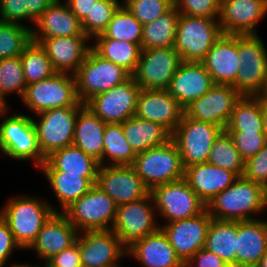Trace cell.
Segmentation results:
<instances>
[{
	"label": "cell",
	"mask_w": 267,
	"mask_h": 267,
	"mask_svg": "<svg viewBox=\"0 0 267 267\" xmlns=\"http://www.w3.org/2000/svg\"><path fill=\"white\" fill-rule=\"evenodd\" d=\"M143 25L121 5L113 14L105 31L95 38H110L141 44Z\"/></svg>",
	"instance_id": "obj_40"
},
{
	"label": "cell",
	"mask_w": 267,
	"mask_h": 267,
	"mask_svg": "<svg viewBox=\"0 0 267 267\" xmlns=\"http://www.w3.org/2000/svg\"><path fill=\"white\" fill-rule=\"evenodd\" d=\"M232 137L236 149L244 160L258 154L267 143L265 133L227 132Z\"/></svg>",
	"instance_id": "obj_47"
},
{
	"label": "cell",
	"mask_w": 267,
	"mask_h": 267,
	"mask_svg": "<svg viewBox=\"0 0 267 267\" xmlns=\"http://www.w3.org/2000/svg\"><path fill=\"white\" fill-rule=\"evenodd\" d=\"M214 85L211 75L201 62L182 61L167 91L185 109Z\"/></svg>",
	"instance_id": "obj_24"
},
{
	"label": "cell",
	"mask_w": 267,
	"mask_h": 267,
	"mask_svg": "<svg viewBox=\"0 0 267 267\" xmlns=\"http://www.w3.org/2000/svg\"><path fill=\"white\" fill-rule=\"evenodd\" d=\"M55 0H26L28 9V28L33 29L36 20L50 7Z\"/></svg>",
	"instance_id": "obj_53"
},
{
	"label": "cell",
	"mask_w": 267,
	"mask_h": 267,
	"mask_svg": "<svg viewBox=\"0 0 267 267\" xmlns=\"http://www.w3.org/2000/svg\"><path fill=\"white\" fill-rule=\"evenodd\" d=\"M223 129L210 122L189 118L185 113L172 133L178 147L184 169L208 161L215 139Z\"/></svg>",
	"instance_id": "obj_11"
},
{
	"label": "cell",
	"mask_w": 267,
	"mask_h": 267,
	"mask_svg": "<svg viewBox=\"0 0 267 267\" xmlns=\"http://www.w3.org/2000/svg\"><path fill=\"white\" fill-rule=\"evenodd\" d=\"M32 42V29L17 24L0 22V59L21 56Z\"/></svg>",
	"instance_id": "obj_43"
},
{
	"label": "cell",
	"mask_w": 267,
	"mask_h": 267,
	"mask_svg": "<svg viewBox=\"0 0 267 267\" xmlns=\"http://www.w3.org/2000/svg\"><path fill=\"white\" fill-rule=\"evenodd\" d=\"M184 267H230L215 253L202 248L198 250L185 264Z\"/></svg>",
	"instance_id": "obj_52"
},
{
	"label": "cell",
	"mask_w": 267,
	"mask_h": 267,
	"mask_svg": "<svg viewBox=\"0 0 267 267\" xmlns=\"http://www.w3.org/2000/svg\"><path fill=\"white\" fill-rule=\"evenodd\" d=\"M131 166L149 190L184 178L185 169L173 140L138 153Z\"/></svg>",
	"instance_id": "obj_6"
},
{
	"label": "cell",
	"mask_w": 267,
	"mask_h": 267,
	"mask_svg": "<svg viewBox=\"0 0 267 267\" xmlns=\"http://www.w3.org/2000/svg\"><path fill=\"white\" fill-rule=\"evenodd\" d=\"M140 86L131 76L109 91L92 96L84 104L105 123H123L135 115Z\"/></svg>",
	"instance_id": "obj_14"
},
{
	"label": "cell",
	"mask_w": 267,
	"mask_h": 267,
	"mask_svg": "<svg viewBox=\"0 0 267 267\" xmlns=\"http://www.w3.org/2000/svg\"><path fill=\"white\" fill-rule=\"evenodd\" d=\"M95 185L117 206L140 200L150 193L131 165H100Z\"/></svg>",
	"instance_id": "obj_17"
},
{
	"label": "cell",
	"mask_w": 267,
	"mask_h": 267,
	"mask_svg": "<svg viewBox=\"0 0 267 267\" xmlns=\"http://www.w3.org/2000/svg\"><path fill=\"white\" fill-rule=\"evenodd\" d=\"M221 0H177L175 6L181 15L190 17H220Z\"/></svg>",
	"instance_id": "obj_46"
},
{
	"label": "cell",
	"mask_w": 267,
	"mask_h": 267,
	"mask_svg": "<svg viewBox=\"0 0 267 267\" xmlns=\"http://www.w3.org/2000/svg\"><path fill=\"white\" fill-rule=\"evenodd\" d=\"M150 194L160 225L192 218L206 209V204L185 178L158 185L150 190Z\"/></svg>",
	"instance_id": "obj_5"
},
{
	"label": "cell",
	"mask_w": 267,
	"mask_h": 267,
	"mask_svg": "<svg viewBox=\"0 0 267 267\" xmlns=\"http://www.w3.org/2000/svg\"><path fill=\"white\" fill-rule=\"evenodd\" d=\"M77 235V229L69 222L67 216L62 212H54L25 253H33L35 262L46 263L54 255L73 245Z\"/></svg>",
	"instance_id": "obj_21"
},
{
	"label": "cell",
	"mask_w": 267,
	"mask_h": 267,
	"mask_svg": "<svg viewBox=\"0 0 267 267\" xmlns=\"http://www.w3.org/2000/svg\"><path fill=\"white\" fill-rule=\"evenodd\" d=\"M121 123H107L104 131L103 165H132L136 157Z\"/></svg>",
	"instance_id": "obj_38"
},
{
	"label": "cell",
	"mask_w": 267,
	"mask_h": 267,
	"mask_svg": "<svg viewBox=\"0 0 267 267\" xmlns=\"http://www.w3.org/2000/svg\"><path fill=\"white\" fill-rule=\"evenodd\" d=\"M86 36L81 21L64 0H55L36 20L32 41L40 43L45 38Z\"/></svg>",
	"instance_id": "obj_26"
},
{
	"label": "cell",
	"mask_w": 267,
	"mask_h": 267,
	"mask_svg": "<svg viewBox=\"0 0 267 267\" xmlns=\"http://www.w3.org/2000/svg\"><path fill=\"white\" fill-rule=\"evenodd\" d=\"M40 45L46 50L55 72L74 75L85 60L92 41L87 36L45 38Z\"/></svg>",
	"instance_id": "obj_25"
},
{
	"label": "cell",
	"mask_w": 267,
	"mask_h": 267,
	"mask_svg": "<svg viewBox=\"0 0 267 267\" xmlns=\"http://www.w3.org/2000/svg\"><path fill=\"white\" fill-rule=\"evenodd\" d=\"M100 164L75 145L52 152L36 171H65V174L97 178Z\"/></svg>",
	"instance_id": "obj_31"
},
{
	"label": "cell",
	"mask_w": 267,
	"mask_h": 267,
	"mask_svg": "<svg viewBox=\"0 0 267 267\" xmlns=\"http://www.w3.org/2000/svg\"><path fill=\"white\" fill-rule=\"evenodd\" d=\"M184 178L207 205L218 193L227 189L238 176L232 171L204 162L186 167Z\"/></svg>",
	"instance_id": "obj_29"
},
{
	"label": "cell",
	"mask_w": 267,
	"mask_h": 267,
	"mask_svg": "<svg viewBox=\"0 0 267 267\" xmlns=\"http://www.w3.org/2000/svg\"><path fill=\"white\" fill-rule=\"evenodd\" d=\"M181 62L174 47L142 50L132 77L141 89L167 90Z\"/></svg>",
	"instance_id": "obj_15"
},
{
	"label": "cell",
	"mask_w": 267,
	"mask_h": 267,
	"mask_svg": "<svg viewBox=\"0 0 267 267\" xmlns=\"http://www.w3.org/2000/svg\"><path fill=\"white\" fill-rule=\"evenodd\" d=\"M242 95L232 86L215 84L206 94L185 108L192 119L210 122L225 130L235 104Z\"/></svg>",
	"instance_id": "obj_18"
},
{
	"label": "cell",
	"mask_w": 267,
	"mask_h": 267,
	"mask_svg": "<svg viewBox=\"0 0 267 267\" xmlns=\"http://www.w3.org/2000/svg\"><path fill=\"white\" fill-rule=\"evenodd\" d=\"M122 5V0H97L91 12L81 22L83 32L92 41L107 28L113 14Z\"/></svg>",
	"instance_id": "obj_44"
},
{
	"label": "cell",
	"mask_w": 267,
	"mask_h": 267,
	"mask_svg": "<svg viewBox=\"0 0 267 267\" xmlns=\"http://www.w3.org/2000/svg\"><path fill=\"white\" fill-rule=\"evenodd\" d=\"M256 267H267V250Z\"/></svg>",
	"instance_id": "obj_56"
},
{
	"label": "cell",
	"mask_w": 267,
	"mask_h": 267,
	"mask_svg": "<svg viewBox=\"0 0 267 267\" xmlns=\"http://www.w3.org/2000/svg\"><path fill=\"white\" fill-rule=\"evenodd\" d=\"M131 76L123 67L103 58L91 47L74 74L78 98L85 103L92 96L124 83Z\"/></svg>",
	"instance_id": "obj_9"
},
{
	"label": "cell",
	"mask_w": 267,
	"mask_h": 267,
	"mask_svg": "<svg viewBox=\"0 0 267 267\" xmlns=\"http://www.w3.org/2000/svg\"><path fill=\"white\" fill-rule=\"evenodd\" d=\"M124 263L122 264H112V265H109V266H106V267H125V265L123 266Z\"/></svg>",
	"instance_id": "obj_59"
},
{
	"label": "cell",
	"mask_w": 267,
	"mask_h": 267,
	"mask_svg": "<svg viewBox=\"0 0 267 267\" xmlns=\"http://www.w3.org/2000/svg\"><path fill=\"white\" fill-rule=\"evenodd\" d=\"M242 176L267 188V143L258 154L245 160Z\"/></svg>",
	"instance_id": "obj_48"
},
{
	"label": "cell",
	"mask_w": 267,
	"mask_h": 267,
	"mask_svg": "<svg viewBox=\"0 0 267 267\" xmlns=\"http://www.w3.org/2000/svg\"><path fill=\"white\" fill-rule=\"evenodd\" d=\"M264 94L267 96V86H266V89L264 91Z\"/></svg>",
	"instance_id": "obj_61"
},
{
	"label": "cell",
	"mask_w": 267,
	"mask_h": 267,
	"mask_svg": "<svg viewBox=\"0 0 267 267\" xmlns=\"http://www.w3.org/2000/svg\"><path fill=\"white\" fill-rule=\"evenodd\" d=\"M184 113L185 109L167 90L141 89L136 117L158 123L173 133Z\"/></svg>",
	"instance_id": "obj_22"
},
{
	"label": "cell",
	"mask_w": 267,
	"mask_h": 267,
	"mask_svg": "<svg viewBox=\"0 0 267 267\" xmlns=\"http://www.w3.org/2000/svg\"><path fill=\"white\" fill-rule=\"evenodd\" d=\"M19 251L25 252L15 241L9 225L0 216V267H5ZM9 262V263H8Z\"/></svg>",
	"instance_id": "obj_50"
},
{
	"label": "cell",
	"mask_w": 267,
	"mask_h": 267,
	"mask_svg": "<svg viewBox=\"0 0 267 267\" xmlns=\"http://www.w3.org/2000/svg\"><path fill=\"white\" fill-rule=\"evenodd\" d=\"M27 84L24 77L23 65L20 56L0 59V100L6 107L9 104L8 97L22 99Z\"/></svg>",
	"instance_id": "obj_39"
},
{
	"label": "cell",
	"mask_w": 267,
	"mask_h": 267,
	"mask_svg": "<svg viewBox=\"0 0 267 267\" xmlns=\"http://www.w3.org/2000/svg\"><path fill=\"white\" fill-rule=\"evenodd\" d=\"M41 172L48 187L53 192L54 202L49 203L54 212H64L81 196L86 194L95 184L97 178H85L79 175L65 174V171H38ZM56 204H53L55 203ZM58 204V205H57Z\"/></svg>",
	"instance_id": "obj_30"
},
{
	"label": "cell",
	"mask_w": 267,
	"mask_h": 267,
	"mask_svg": "<svg viewBox=\"0 0 267 267\" xmlns=\"http://www.w3.org/2000/svg\"><path fill=\"white\" fill-rule=\"evenodd\" d=\"M19 261H15L14 260V262H13V260H12V263H10V264H8V265H6L5 267H26V262L24 263H22V262H19Z\"/></svg>",
	"instance_id": "obj_57"
},
{
	"label": "cell",
	"mask_w": 267,
	"mask_h": 267,
	"mask_svg": "<svg viewBox=\"0 0 267 267\" xmlns=\"http://www.w3.org/2000/svg\"><path fill=\"white\" fill-rule=\"evenodd\" d=\"M121 124L127 142L136 154L172 140V133L166 127L135 115Z\"/></svg>",
	"instance_id": "obj_33"
},
{
	"label": "cell",
	"mask_w": 267,
	"mask_h": 267,
	"mask_svg": "<svg viewBox=\"0 0 267 267\" xmlns=\"http://www.w3.org/2000/svg\"><path fill=\"white\" fill-rule=\"evenodd\" d=\"M207 162L232 171L238 177L242 176L244 171L245 160L236 149L232 137L225 130L215 139Z\"/></svg>",
	"instance_id": "obj_41"
},
{
	"label": "cell",
	"mask_w": 267,
	"mask_h": 267,
	"mask_svg": "<svg viewBox=\"0 0 267 267\" xmlns=\"http://www.w3.org/2000/svg\"><path fill=\"white\" fill-rule=\"evenodd\" d=\"M26 84L30 85L51 77L55 72L46 50L32 41L20 56Z\"/></svg>",
	"instance_id": "obj_42"
},
{
	"label": "cell",
	"mask_w": 267,
	"mask_h": 267,
	"mask_svg": "<svg viewBox=\"0 0 267 267\" xmlns=\"http://www.w3.org/2000/svg\"><path fill=\"white\" fill-rule=\"evenodd\" d=\"M107 123L85 106L78 112L73 145L103 165L104 131Z\"/></svg>",
	"instance_id": "obj_32"
},
{
	"label": "cell",
	"mask_w": 267,
	"mask_h": 267,
	"mask_svg": "<svg viewBox=\"0 0 267 267\" xmlns=\"http://www.w3.org/2000/svg\"><path fill=\"white\" fill-rule=\"evenodd\" d=\"M222 35L219 18L180 14L174 49L182 61L201 62Z\"/></svg>",
	"instance_id": "obj_7"
},
{
	"label": "cell",
	"mask_w": 267,
	"mask_h": 267,
	"mask_svg": "<svg viewBox=\"0 0 267 267\" xmlns=\"http://www.w3.org/2000/svg\"><path fill=\"white\" fill-rule=\"evenodd\" d=\"M5 108H6V106L0 100V112H2Z\"/></svg>",
	"instance_id": "obj_60"
},
{
	"label": "cell",
	"mask_w": 267,
	"mask_h": 267,
	"mask_svg": "<svg viewBox=\"0 0 267 267\" xmlns=\"http://www.w3.org/2000/svg\"><path fill=\"white\" fill-rule=\"evenodd\" d=\"M83 107H60L32 116L39 148L46 158L52 152L73 145L78 112Z\"/></svg>",
	"instance_id": "obj_12"
},
{
	"label": "cell",
	"mask_w": 267,
	"mask_h": 267,
	"mask_svg": "<svg viewBox=\"0 0 267 267\" xmlns=\"http://www.w3.org/2000/svg\"><path fill=\"white\" fill-rule=\"evenodd\" d=\"M46 263L48 267H82L78 243L75 242L69 248L54 255Z\"/></svg>",
	"instance_id": "obj_51"
},
{
	"label": "cell",
	"mask_w": 267,
	"mask_h": 267,
	"mask_svg": "<svg viewBox=\"0 0 267 267\" xmlns=\"http://www.w3.org/2000/svg\"><path fill=\"white\" fill-rule=\"evenodd\" d=\"M266 16L267 0H221L219 24L223 34L258 35L257 26Z\"/></svg>",
	"instance_id": "obj_19"
},
{
	"label": "cell",
	"mask_w": 267,
	"mask_h": 267,
	"mask_svg": "<svg viewBox=\"0 0 267 267\" xmlns=\"http://www.w3.org/2000/svg\"><path fill=\"white\" fill-rule=\"evenodd\" d=\"M206 209L217 220L243 221L267 216V188L239 176L211 199Z\"/></svg>",
	"instance_id": "obj_1"
},
{
	"label": "cell",
	"mask_w": 267,
	"mask_h": 267,
	"mask_svg": "<svg viewBox=\"0 0 267 267\" xmlns=\"http://www.w3.org/2000/svg\"><path fill=\"white\" fill-rule=\"evenodd\" d=\"M82 267H106L127 262V248L112 230L78 232Z\"/></svg>",
	"instance_id": "obj_16"
},
{
	"label": "cell",
	"mask_w": 267,
	"mask_h": 267,
	"mask_svg": "<svg viewBox=\"0 0 267 267\" xmlns=\"http://www.w3.org/2000/svg\"><path fill=\"white\" fill-rule=\"evenodd\" d=\"M0 22L17 23L28 27L26 0H0Z\"/></svg>",
	"instance_id": "obj_49"
},
{
	"label": "cell",
	"mask_w": 267,
	"mask_h": 267,
	"mask_svg": "<svg viewBox=\"0 0 267 267\" xmlns=\"http://www.w3.org/2000/svg\"><path fill=\"white\" fill-rule=\"evenodd\" d=\"M211 220L212 217L205 209L202 213L192 218L160 225L183 264L198 250L204 248Z\"/></svg>",
	"instance_id": "obj_20"
},
{
	"label": "cell",
	"mask_w": 267,
	"mask_h": 267,
	"mask_svg": "<svg viewBox=\"0 0 267 267\" xmlns=\"http://www.w3.org/2000/svg\"><path fill=\"white\" fill-rule=\"evenodd\" d=\"M11 196L1 205L0 216L9 225L15 241L26 251L54 210L48 199L36 194L20 192Z\"/></svg>",
	"instance_id": "obj_2"
},
{
	"label": "cell",
	"mask_w": 267,
	"mask_h": 267,
	"mask_svg": "<svg viewBox=\"0 0 267 267\" xmlns=\"http://www.w3.org/2000/svg\"><path fill=\"white\" fill-rule=\"evenodd\" d=\"M117 205L113 199L94 185L63 213L78 232L87 230H112Z\"/></svg>",
	"instance_id": "obj_10"
},
{
	"label": "cell",
	"mask_w": 267,
	"mask_h": 267,
	"mask_svg": "<svg viewBox=\"0 0 267 267\" xmlns=\"http://www.w3.org/2000/svg\"><path fill=\"white\" fill-rule=\"evenodd\" d=\"M127 258L139 267H184L161 228L129 246Z\"/></svg>",
	"instance_id": "obj_27"
},
{
	"label": "cell",
	"mask_w": 267,
	"mask_h": 267,
	"mask_svg": "<svg viewBox=\"0 0 267 267\" xmlns=\"http://www.w3.org/2000/svg\"><path fill=\"white\" fill-rule=\"evenodd\" d=\"M92 48L100 56L123 67L131 75L136 70L142 51L141 44L110 38H94Z\"/></svg>",
	"instance_id": "obj_36"
},
{
	"label": "cell",
	"mask_w": 267,
	"mask_h": 267,
	"mask_svg": "<svg viewBox=\"0 0 267 267\" xmlns=\"http://www.w3.org/2000/svg\"><path fill=\"white\" fill-rule=\"evenodd\" d=\"M180 13L174 5L156 20L143 25L141 49L174 47Z\"/></svg>",
	"instance_id": "obj_35"
},
{
	"label": "cell",
	"mask_w": 267,
	"mask_h": 267,
	"mask_svg": "<svg viewBox=\"0 0 267 267\" xmlns=\"http://www.w3.org/2000/svg\"><path fill=\"white\" fill-rule=\"evenodd\" d=\"M237 221L211 220L204 248L236 267Z\"/></svg>",
	"instance_id": "obj_34"
},
{
	"label": "cell",
	"mask_w": 267,
	"mask_h": 267,
	"mask_svg": "<svg viewBox=\"0 0 267 267\" xmlns=\"http://www.w3.org/2000/svg\"><path fill=\"white\" fill-rule=\"evenodd\" d=\"M215 84L232 85L241 66L238 53V35L223 34L201 61Z\"/></svg>",
	"instance_id": "obj_23"
},
{
	"label": "cell",
	"mask_w": 267,
	"mask_h": 267,
	"mask_svg": "<svg viewBox=\"0 0 267 267\" xmlns=\"http://www.w3.org/2000/svg\"><path fill=\"white\" fill-rule=\"evenodd\" d=\"M254 97L259 101L260 110L264 122L265 134L267 135V96L262 93L254 95Z\"/></svg>",
	"instance_id": "obj_55"
},
{
	"label": "cell",
	"mask_w": 267,
	"mask_h": 267,
	"mask_svg": "<svg viewBox=\"0 0 267 267\" xmlns=\"http://www.w3.org/2000/svg\"><path fill=\"white\" fill-rule=\"evenodd\" d=\"M160 228L151 194L140 200L117 206L112 231L128 248Z\"/></svg>",
	"instance_id": "obj_13"
},
{
	"label": "cell",
	"mask_w": 267,
	"mask_h": 267,
	"mask_svg": "<svg viewBox=\"0 0 267 267\" xmlns=\"http://www.w3.org/2000/svg\"><path fill=\"white\" fill-rule=\"evenodd\" d=\"M19 102L31 117L49 109L85 106L78 98L74 75L58 72L45 80L27 85Z\"/></svg>",
	"instance_id": "obj_4"
},
{
	"label": "cell",
	"mask_w": 267,
	"mask_h": 267,
	"mask_svg": "<svg viewBox=\"0 0 267 267\" xmlns=\"http://www.w3.org/2000/svg\"><path fill=\"white\" fill-rule=\"evenodd\" d=\"M122 5L142 24H148L169 11L171 0H122Z\"/></svg>",
	"instance_id": "obj_45"
},
{
	"label": "cell",
	"mask_w": 267,
	"mask_h": 267,
	"mask_svg": "<svg viewBox=\"0 0 267 267\" xmlns=\"http://www.w3.org/2000/svg\"><path fill=\"white\" fill-rule=\"evenodd\" d=\"M267 250V217L237 221L236 267H256Z\"/></svg>",
	"instance_id": "obj_28"
},
{
	"label": "cell",
	"mask_w": 267,
	"mask_h": 267,
	"mask_svg": "<svg viewBox=\"0 0 267 267\" xmlns=\"http://www.w3.org/2000/svg\"><path fill=\"white\" fill-rule=\"evenodd\" d=\"M26 267H48V265H47V263H43V262H36V264H33V262H32V264L31 263L29 264L26 261Z\"/></svg>",
	"instance_id": "obj_58"
},
{
	"label": "cell",
	"mask_w": 267,
	"mask_h": 267,
	"mask_svg": "<svg viewBox=\"0 0 267 267\" xmlns=\"http://www.w3.org/2000/svg\"><path fill=\"white\" fill-rule=\"evenodd\" d=\"M13 108L0 112V155L13 162L29 161L36 170L46 158L39 148L34 122L26 112H12Z\"/></svg>",
	"instance_id": "obj_3"
},
{
	"label": "cell",
	"mask_w": 267,
	"mask_h": 267,
	"mask_svg": "<svg viewBox=\"0 0 267 267\" xmlns=\"http://www.w3.org/2000/svg\"><path fill=\"white\" fill-rule=\"evenodd\" d=\"M225 131L265 133L259 101L254 96H242L235 104Z\"/></svg>",
	"instance_id": "obj_37"
},
{
	"label": "cell",
	"mask_w": 267,
	"mask_h": 267,
	"mask_svg": "<svg viewBox=\"0 0 267 267\" xmlns=\"http://www.w3.org/2000/svg\"><path fill=\"white\" fill-rule=\"evenodd\" d=\"M70 10L77 16V18L82 22L97 0H64Z\"/></svg>",
	"instance_id": "obj_54"
},
{
	"label": "cell",
	"mask_w": 267,
	"mask_h": 267,
	"mask_svg": "<svg viewBox=\"0 0 267 267\" xmlns=\"http://www.w3.org/2000/svg\"><path fill=\"white\" fill-rule=\"evenodd\" d=\"M258 35H238L241 62L236 77V90L242 96L264 93L267 86V45Z\"/></svg>",
	"instance_id": "obj_8"
}]
</instances>
